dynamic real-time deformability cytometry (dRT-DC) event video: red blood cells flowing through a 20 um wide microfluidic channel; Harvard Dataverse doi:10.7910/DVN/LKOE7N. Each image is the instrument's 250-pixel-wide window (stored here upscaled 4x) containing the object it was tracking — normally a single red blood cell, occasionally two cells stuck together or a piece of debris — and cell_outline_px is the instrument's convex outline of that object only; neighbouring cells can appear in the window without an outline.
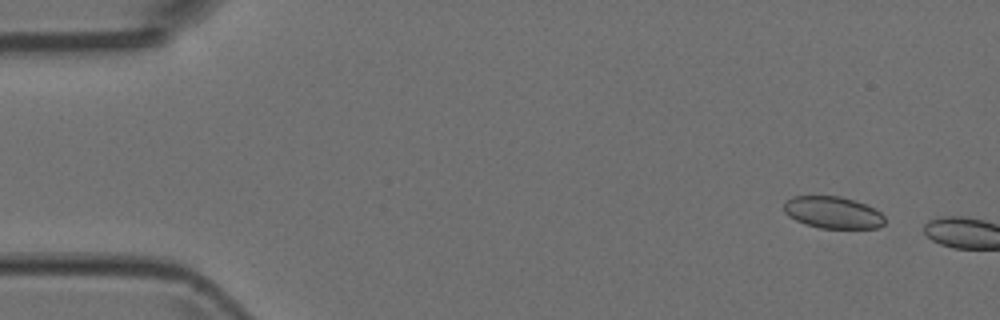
{"species": "Egyptian fruit bat (a non-hibernating species)", "species_latin": "Rousettus aegyptiacus", "temperature_condition": "room temperature", "stored_images_in_passage": 2, "camera_frame_rate_fps": 3000, "um_per_image_px": 0.085, "animal": {"sex": "female"}, "frame": {"image": 1, "passage_image": 1, "time_ms": 0.0, "image_size_px": [1000, 320], "cell_outline_px": [[884, 224], [876, 228], [820, 228], [804, 224], [788, 216], [784, 212], [784, 200], [792, 196], [840, 196], [856, 200], [880, 212], [884, 216]], "centroid_in_image_um": [70.75, 18.05], "position_along_channel_um": 14.2, "area_um2": 18.84}}